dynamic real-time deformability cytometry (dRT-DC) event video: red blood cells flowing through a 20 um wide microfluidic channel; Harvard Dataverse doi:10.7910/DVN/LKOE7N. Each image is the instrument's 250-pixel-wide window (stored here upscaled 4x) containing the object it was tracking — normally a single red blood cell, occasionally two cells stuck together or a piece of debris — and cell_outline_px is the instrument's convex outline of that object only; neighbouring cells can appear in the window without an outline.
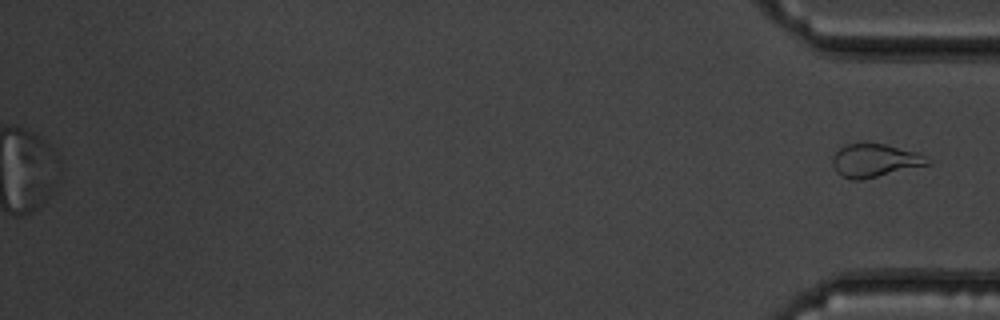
{"species": "common noctule bat (a hibernating species)", "species_latin": "Nyctalus noctula", "temperature_condition": "warm", "stored_images_in_passage": 36, "segment_of_instrument_passage": [2, 2], "camera_frame_rate_fps": 3000, "um_per_image_px": 0.085, "animal": {"sex": "male", "body_mass_g": 19.5, "forearm_length_mm": 54.6}, "frame": {"image": 1, "passage_image": 36, "time_ms": 11.667, "image_size_px": [1000, 320], "cell_outline_px": [[932, 164], [864, 180], [852, 180], [840, 176], [836, 172], [832, 164], [832, 156], [840, 148], [848, 144], [868, 140], [916, 152], [932, 160]], "centroid_in_image_um": [74.35, 13.63], "position_along_channel_um": 360.9, "area_um2": 19.02}}